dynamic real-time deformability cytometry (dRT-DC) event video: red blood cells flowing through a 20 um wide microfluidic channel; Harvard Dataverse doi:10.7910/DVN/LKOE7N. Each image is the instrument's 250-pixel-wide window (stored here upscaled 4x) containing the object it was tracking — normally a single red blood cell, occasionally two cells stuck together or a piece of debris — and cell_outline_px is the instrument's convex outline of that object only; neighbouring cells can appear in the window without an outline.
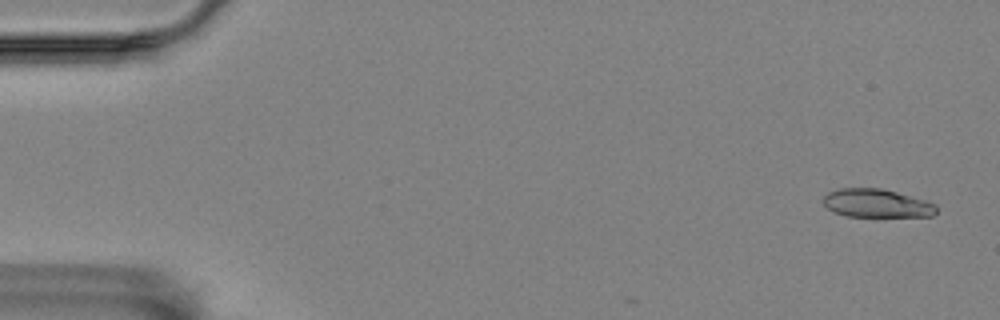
{"species": "Egyptian fruit bat (a non-hibernating species)", "species_latin": "Rousettus aegyptiacus", "temperature_condition": "room temperature", "stored_images_in_passage": 6, "camera_frame_rate_fps": 3000, "um_per_image_px": 0.085, "animal": {"sex": "female"}, "frame": {"image": 1, "passage_image": 1, "time_ms": 0.0, "image_size_px": [1000, 320], "cell_outline_px": [[936, 212], [932, 216], [848, 216], [832, 212], [824, 204], [824, 196], [828, 192], [840, 188], [880, 188], [896, 192], [924, 200], [936, 204]], "centroid_in_image_um": [74.49, 17.28], "position_along_channel_um": 10.5, "area_um2": 18.5}}
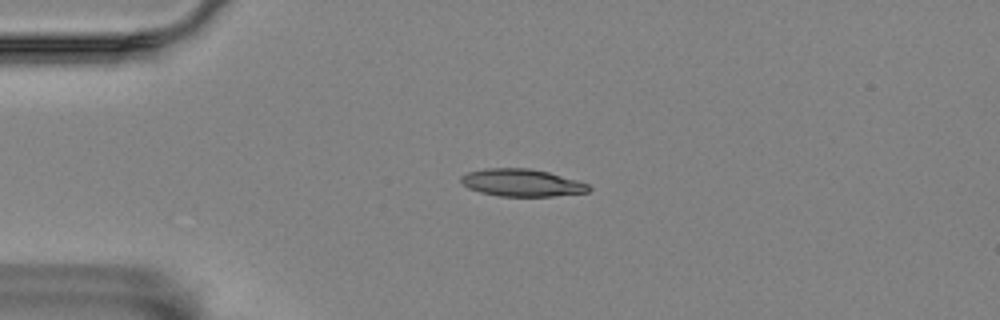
{"frame": {"image": 2, "passage_image": 4, "time_ms": 1.0, "image_size_px": [1000, 320], "cell_outline_px": [[592, 188], [588, 192], [552, 196], [500, 196], [480, 192], [468, 188], [460, 180], [460, 176], [468, 172], [484, 168], [528, 168], [548, 172], [576, 180], [588, 184]], "centroid_in_image_um": [44.34, 15.53], "position_along_channel_um": 40.7, "area_um2": 20.29}}